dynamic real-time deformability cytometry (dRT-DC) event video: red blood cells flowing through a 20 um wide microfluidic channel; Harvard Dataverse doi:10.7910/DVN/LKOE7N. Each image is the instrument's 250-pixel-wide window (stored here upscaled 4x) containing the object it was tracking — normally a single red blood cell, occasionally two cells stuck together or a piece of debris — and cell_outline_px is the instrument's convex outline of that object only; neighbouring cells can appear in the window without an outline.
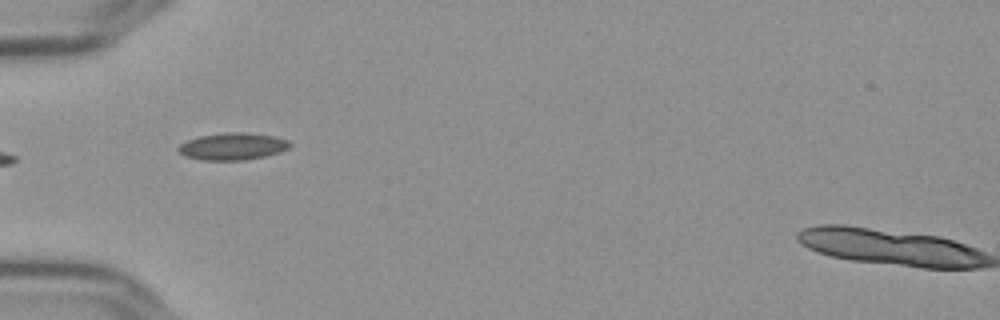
{"species": "Egyptian fruit bat (a non-hibernating species)", "species_latin": "Rousettus aegyptiacus", "temperature_condition": "cold", "stored_images_in_passage": 25, "camera_frame_rate_fps": 3000, "um_per_image_px": 0.085, "frame": {"image": 1, "passage_image": 1, "time_ms": 0.0, "image_size_px": [1000, 320], "cell_outline_px": [[292, 144], [288, 148], [280, 152], [264, 156], [244, 160], [200, 160], [184, 156], [176, 148], [180, 144], [188, 140], [200, 136], [228, 132], [244, 132], [272, 136], [288, 140]], "centroid_in_image_um": [19.76, 12.45], "position_along_channel_um": 65.2, "area_um2": 17.51}}